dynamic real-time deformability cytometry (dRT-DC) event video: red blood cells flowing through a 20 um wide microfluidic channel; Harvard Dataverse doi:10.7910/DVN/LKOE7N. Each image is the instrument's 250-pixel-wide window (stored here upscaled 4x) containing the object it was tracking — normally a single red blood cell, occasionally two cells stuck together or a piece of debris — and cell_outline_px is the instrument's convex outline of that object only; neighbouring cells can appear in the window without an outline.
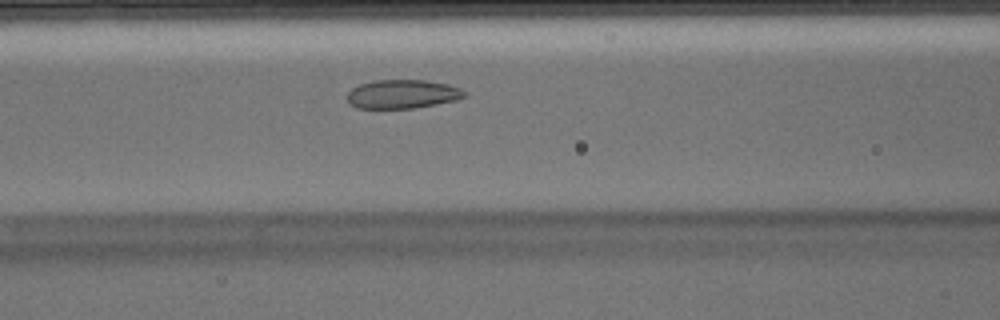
{"species": "Egyptian fruit bat (a non-hibernating species)", "species_latin": "Rousettus aegyptiacus", "temperature_condition": "warm", "stored_images_in_passage": 43, "camera_frame_rate_fps": 3000, "um_per_image_px": 0.085, "animal": {"sex": "male"}, "frame": {"image": 1, "passage_image": 13, "time_ms": 4.0, "image_size_px": [1000, 320], "cell_outline_px": [[464, 96], [456, 100], [416, 108], [356, 108], [348, 100], [348, 92], [352, 88], [360, 84], [372, 80], [424, 80], [448, 84], [460, 88], [464, 92]], "centroid_in_image_um": [34.19, 7.99], "position_along_channel_um": 132.4, "area_um2": 19.54}, "authors_computed_cell_mechanics": {"area_um2": 21.8484, "velocity_mm_per_s": 3.9632, "shape_relaxation_time_tau1_ms": null, "shape_relaxation_time_tau2_ms": 0.8959, "deformation_change_tau1": null, "deformation_change_tau2": 0.0578}}